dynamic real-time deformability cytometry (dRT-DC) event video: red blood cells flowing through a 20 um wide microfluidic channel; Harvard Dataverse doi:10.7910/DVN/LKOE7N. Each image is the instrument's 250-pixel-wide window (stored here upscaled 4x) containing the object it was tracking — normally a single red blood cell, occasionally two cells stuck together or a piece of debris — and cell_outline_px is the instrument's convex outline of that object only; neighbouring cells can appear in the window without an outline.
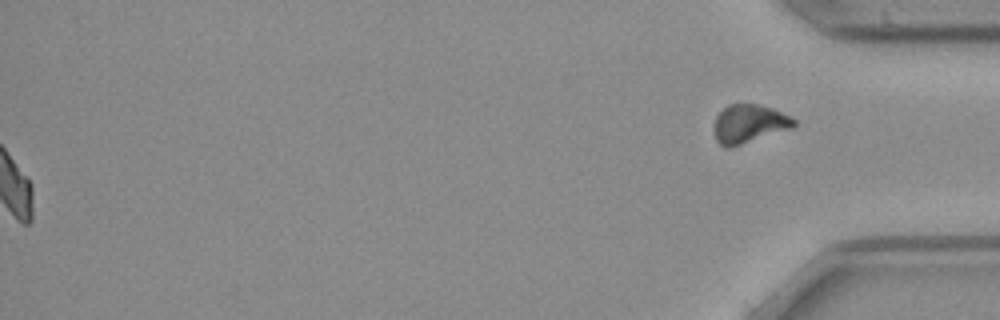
{"species": "common noctule bat (a hibernating species)", "species_latin": "Nyctalus noctula", "temperature_condition": "cold", "stored_images_in_passage": 53, "camera_frame_rate_fps": 3000, "um_per_image_px": 0.085, "animal": {"sex": "female", "body_mass_g": 21.9}, "frame": {"image": 1, "passage_image": 53, "time_ms": 17.333, "image_size_px": [1000, 320], "cell_outline_px": [[796, 124], [792, 128], [732, 148], [724, 148], [716, 140], [716, 116], [728, 104], [756, 104], [772, 108], [792, 116], [796, 120]], "centroid_in_image_um": [63.71, 10.53], "position_along_channel_um": 371.5, "area_um2": 17.92}}